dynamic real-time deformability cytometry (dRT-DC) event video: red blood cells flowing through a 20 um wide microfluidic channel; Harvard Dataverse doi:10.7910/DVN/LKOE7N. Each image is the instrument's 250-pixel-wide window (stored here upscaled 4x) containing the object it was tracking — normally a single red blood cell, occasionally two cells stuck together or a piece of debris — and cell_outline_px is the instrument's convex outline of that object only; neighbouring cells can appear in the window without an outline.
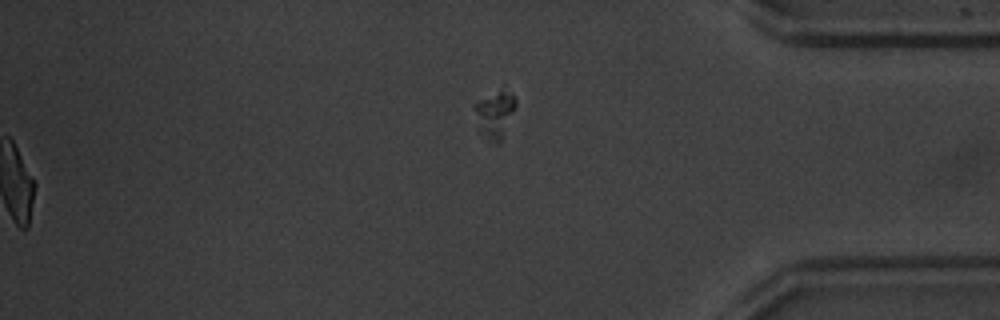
{"species": "common noctule bat (a hibernating species)", "species_latin": "Nyctalus noctula", "temperature_condition": "warm", "stored_images_in_passage": 54, "segment_of_instrument_passage": [2, 2], "camera_frame_rate_fps": 3000, "um_per_image_px": 0.085, "animal": {"sex": "male", "body_mass_g": 20.1, "forearm_length_mm": 53.5}, "frame": {"image": 1, "passage_image": 54, "time_ms": 17.667, "image_size_px": [1000, 320], "cell_outline_px": [[516, 104], [500, 140], [496, 144], [492, 144], [480, 132], [472, 108], [472, 104], [476, 100], [500, 84], [504, 84], [512, 92], [516, 100]], "centroid_in_image_um": [42.01, 9.54], "position_along_channel_um": 393.2, "area_um2": 12.08}}